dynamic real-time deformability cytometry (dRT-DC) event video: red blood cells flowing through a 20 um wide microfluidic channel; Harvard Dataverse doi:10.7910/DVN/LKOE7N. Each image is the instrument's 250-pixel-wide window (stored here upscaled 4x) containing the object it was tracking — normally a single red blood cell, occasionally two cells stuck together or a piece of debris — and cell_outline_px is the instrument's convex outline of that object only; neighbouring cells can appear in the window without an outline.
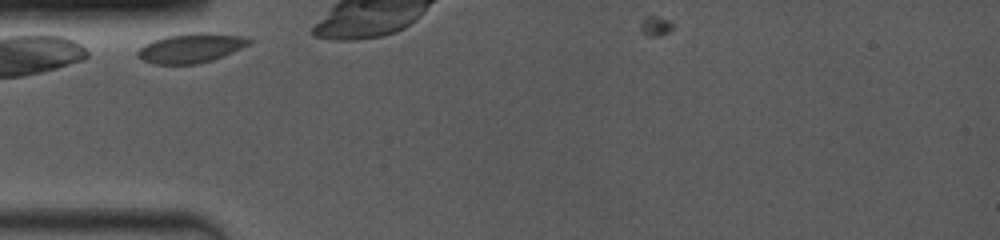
{"species": "common noctule bat (a hibernating species)", "species_latin": "Nyctalus noctula", "temperature_condition": "room temperature", "stored_images_in_passage": 32, "camera_frame_rate_fps": 4000, "um_per_image_px": 0.085, "animal": {"sex": "female", "body_mass_g": 19.0, "forearm_length_mm": 53.3}, "frame": {"image": 1, "passage_image": 1, "time_ms": 0.0, "image_size_px": [1000, 240], "cell_outline_px": [[252, 40], [248, 44], [224, 56], [212, 60], [196, 64], [152, 64], [136, 56], [136, 52], [144, 44], [152, 40], [164, 36], [192, 32], [208, 32], [244, 36]], "centroid_in_image_um": [16.19, 4.07], "position_along_channel_um": 68.8, "area_um2": 19.25}}